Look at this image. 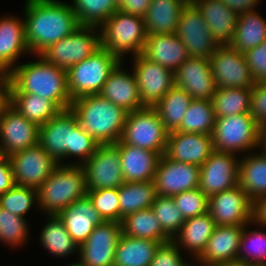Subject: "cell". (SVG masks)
I'll use <instances>...</instances> for the list:
<instances>
[{"instance_id":"277c9868","label":"cell","mask_w":266,"mask_h":266,"mask_svg":"<svg viewBox=\"0 0 266 266\" xmlns=\"http://www.w3.org/2000/svg\"><path fill=\"white\" fill-rule=\"evenodd\" d=\"M70 109L79 126L98 144H115L121 140L128 112L100 94L72 100Z\"/></svg>"},{"instance_id":"5bb4252c","label":"cell","mask_w":266,"mask_h":266,"mask_svg":"<svg viewBox=\"0 0 266 266\" xmlns=\"http://www.w3.org/2000/svg\"><path fill=\"white\" fill-rule=\"evenodd\" d=\"M175 34L184 43L189 57L209 59L219 46L201 12L192 2L183 8Z\"/></svg>"},{"instance_id":"cb8c5ba5","label":"cell","mask_w":266,"mask_h":266,"mask_svg":"<svg viewBox=\"0 0 266 266\" xmlns=\"http://www.w3.org/2000/svg\"><path fill=\"white\" fill-rule=\"evenodd\" d=\"M31 53L26 41L25 21L15 16L0 18V75H7L21 55Z\"/></svg>"},{"instance_id":"ab89813d","label":"cell","mask_w":266,"mask_h":266,"mask_svg":"<svg viewBox=\"0 0 266 266\" xmlns=\"http://www.w3.org/2000/svg\"><path fill=\"white\" fill-rule=\"evenodd\" d=\"M212 103L216 118L250 113L251 88H216Z\"/></svg>"},{"instance_id":"d590c367","label":"cell","mask_w":266,"mask_h":266,"mask_svg":"<svg viewBox=\"0 0 266 266\" xmlns=\"http://www.w3.org/2000/svg\"><path fill=\"white\" fill-rule=\"evenodd\" d=\"M8 99L15 110L39 126L61 111L53 101L31 93H8Z\"/></svg>"},{"instance_id":"7402d4cb","label":"cell","mask_w":266,"mask_h":266,"mask_svg":"<svg viewBox=\"0 0 266 266\" xmlns=\"http://www.w3.org/2000/svg\"><path fill=\"white\" fill-rule=\"evenodd\" d=\"M174 86L184 89L192 99L212 100L217 87L210 60L189 57L174 72Z\"/></svg>"},{"instance_id":"f907efd6","label":"cell","mask_w":266,"mask_h":266,"mask_svg":"<svg viewBox=\"0 0 266 266\" xmlns=\"http://www.w3.org/2000/svg\"><path fill=\"white\" fill-rule=\"evenodd\" d=\"M244 55L255 82H266V40Z\"/></svg>"},{"instance_id":"f1b7e54d","label":"cell","mask_w":266,"mask_h":266,"mask_svg":"<svg viewBox=\"0 0 266 266\" xmlns=\"http://www.w3.org/2000/svg\"><path fill=\"white\" fill-rule=\"evenodd\" d=\"M142 55L173 72L189 58L184 43L176 34L147 35Z\"/></svg>"},{"instance_id":"7c38bea8","label":"cell","mask_w":266,"mask_h":266,"mask_svg":"<svg viewBox=\"0 0 266 266\" xmlns=\"http://www.w3.org/2000/svg\"><path fill=\"white\" fill-rule=\"evenodd\" d=\"M209 60L217 88H251L256 83L244 53L229 45H219Z\"/></svg>"},{"instance_id":"ba28073f","label":"cell","mask_w":266,"mask_h":266,"mask_svg":"<svg viewBox=\"0 0 266 266\" xmlns=\"http://www.w3.org/2000/svg\"><path fill=\"white\" fill-rule=\"evenodd\" d=\"M260 126L250 113L216 118L211 138L215 151L240 154L259 147Z\"/></svg>"},{"instance_id":"8992f818","label":"cell","mask_w":266,"mask_h":266,"mask_svg":"<svg viewBox=\"0 0 266 266\" xmlns=\"http://www.w3.org/2000/svg\"><path fill=\"white\" fill-rule=\"evenodd\" d=\"M99 28L100 47L121 61L127 53L133 57L142 54L147 39L143 17L117 10Z\"/></svg>"},{"instance_id":"11a10c76","label":"cell","mask_w":266,"mask_h":266,"mask_svg":"<svg viewBox=\"0 0 266 266\" xmlns=\"http://www.w3.org/2000/svg\"><path fill=\"white\" fill-rule=\"evenodd\" d=\"M15 185L10 160L6 157L0 163V196Z\"/></svg>"},{"instance_id":"680465c9","label":"cell","mask_w":266,"mask_h":266,"mask_svg":"<svg viewBox=\"0 0 266 266\" xmlns=\"http://www.w3.org/2000/svg\"><path fill=\"white\" fill-rule=\"evenodd\" d=\"M259 147L262 153L266 155V123L260 126Z\"/></svg>"},{"instance_id":"7bdbcfd3","label":"cell","mask_w":266,"mask_h":266,"mask_svg":"<svg viewBox=\"0 0 266 266\" xmlns=\"http://www.w3.org/2000/svg\"><path fill=\"white\" fill-rule=\"evenodd\" d=\"M246 227L248 224L244 225L240 239L237 265L266 266V232L256 228L251 231Z\"/></svg>"},{"instance_id":"816d5d0a","label":"cell","mask_w":266,"mask_h":266,"mask_svg":"<svg viewBox=\"0 0 266 266\" xmlns=\"http://www.w3.org/2000/svg\"><path fill=\"white\" fill-rule=\"evenodd\" d=\"M250 114L259 126L266 123V82L251 87Z\"/></svg>"},{"instance_id":"94428289","label":"cell","mask_w":266,"mask_h":266,"mask_svg":"<svg viewBox=\"0 0 266 266\" xmlns=\"http://www.w3.org/2000/svg\"><path fill=\"white\" fill-rule=\"evenodd\" d=\"M6 158L5 154L3 153V150L0 148V163Z\"/></svg>"},{"instance_id":"9f6ffc18","label":"cell","mask_w":266,"mask_h":266,"mask_svg":"<svg viewBox=\"0 0 266 266\" xmlns=\"http://www.w3.org/2000/svg\"><path fill=\"white\" fill-rule=\"evenodd\" d=\"M232 11L238 15L248 11L256 10L259 1L261 0H221Z\"/></svg>"},{"instance_id":"f5cc1de1","label":"cell","mask_w":266,"mask_h":266,"mask_svg":"<svg viewBox=\"0 0 266 266\" xmlns=\"http://www.w3.org/2000/svg\"><path fill=\"white\" fill-rule=\"evenodd\" d=\"M266 227V194L252 200L251 225Z\"/></svg>"},{"instance_id":"e7e4bbea","label":"cell","mask_w":266,"mask_h":266,"mask_svg":"<svg viewBox=\"0 0 266 266\" xmlns=\"http://www.w3.org/2000/svg\"><path fill=\"white\" fill-rule=\"evenodd\" d=\"M220 266H242V265L235 264V265H220Z\"/></svg>"},{"instance_id":"74e56055","label":"cell","mask_w":266,"mask_h":266,"mask_svg":"<svg viewBox=\"0 0 266 266\" xmlns=\"http://www.w3.org/2000/svg\"><path fill=\"white\" fill-rule=\"evenodd\" d=\"M192 100V97L184 89L174 86L154 106L168 133L180 128Z\"/></svg>"},{"instance_id":"3957f363","label":"cell","mask_w":266,"mask_h":266,"mask_svg":"<svg viewBox=\"0 0 266 266\" xmlns=\"http://www.w3.org/2000/svg\"><path fill=\"white\" fill-rule=\"evenodd\" d=\"M38 144L61 165H65L62 163L64 158L74 156L80 160L72 165H83L99 146L97 141L79 126L71 109L61 110L40 126Z\"/></svg>"},{"instance_id":"484cf974","label":"cell","mask_w":266,"mask_h":266,"mask_svg":"<svg viewBox=\"0 0 266 266\" xmlns=\"http://www.w3.org/2000/svg\"><path fill=\"white\" fill-rule=\"evenodd\" d=\"M122 63L121 61L111 72L99 94L127 112L142 109L144 106L139 97L137 80L133 69L130 74L122 69Z\"/></svg>"},{"instance_id":"6da1fadb","label":"cell","mask_w":266,"mask_h":266,"mask_svg":"<svg viewBox=\"0 0 266 266\" xmlns=\"http://www.w3.org/2000/svg\"><path fill=\"white\" fill-rule=\"evenodd\" d=\"M24 13L26 41L31 55H40L80 27L68 2L26 0Z\"/></svg>"},{"instance_id":"5b68a950","label":"cell","mask_w":266,"mask_h":266,"mask_svg":"<svg viewBox=\"0 0 266 266\" xmlns=\"http://www.w3.org/2000/svg\"><path fill=\"white\" fill-rule=\"evenodd\" d=\"M85 196L86 174L82 165L59 164L37 189V206L47 215H58Z\"/></svg>"},{"instance_id":"603a6c76","label":"cell","mask_w":266,"mask_h":266,"mask_svg":"<svg viewBox=\"0 0 266 266\" xmlns=\"http://www.w3.org/2000/svg\"><path fill=\"white\" fill-rule=\"evenodd\" d=\"M213 151L211 135L174 131L168 133L164 155L174 161L201 166Z\"/></svg>"},{"instance_id":"d6a6232c","label":"cell","mask_w":266,"mask_h":266,"mask_svg":"<svg viewBox=\"0 0 266 266\" xmlns=\"http://www.w3.org/2000/svg\"><path fill=\"white\" fill-rule=\"evenodd\" d=\"M260 151L247 153L239 161L238 185L251 201L266 194V155Z\"/></svg>"},{"instance_id":"83f0119b","label":"cell","mask_w":266,"mask_h":266,"mask_svg":"<svg viewBox=\"0 0 266 266\" xmlns=\"http://www.w3.org/2000/svg\"><path fill=\"white\" fill-rule=\"evenodd\" d=\"M192 3L201 12L218 45H229L236 30L239 15L221 0H194Z\"/></svg>"},{"instance_id":"7a4b0ae2","label":"cell","mask_w":266,"mask_h":266,"mask_svg":"<svg viewBox=\"0 0 266 266\" xmlns=\"http://www.w3.org/2000/svg\"><path fill=\"white\" fill-rule=\"evenodd\" d=\"M37 61L17 64L6 76L8 93H31L53 101L61 110L70 109L67 70L37 55Z\"/></svg>"},{"instance_id":"ffe728a7","label":"cell","mask_w":266,"mask_h":266,"mask_svg":"<svg viewBox=\"0 0 266 266\" xmlns=\"http://www.w3.org/2000/svg\"><path fill=\"white\" fill-rule=\"evenodd\" d=\"M39 129L38 124L29 121L9 105L4 110L0 127V148L5 156L37 145Z\"/></svg>"},{"instance_id":"6125c7cd","label":"cell","mask_w":266,"mask_h":266,"mask_svg":"<svg viewBox=\"0 0 266 266\" xmlns=\"http://www.w3.org/2000/svg\"><path fill=\"white\" fill-rule=\"evenodd\" d=\"M68 266H84V265L78 261L75 263H70Z\"/></svg>"},{"instance_id":"bcb514c9","label":"cell","mask_w":266,"mask_h":266,"mask_svg":"<svg viewBox=\"0 0 266 266\" xmlns=\"http://www.w3.org/2000/svg\"><path fill=\"white\" fill-rule=\"evenodd\" d=\"M37 190L15 185L0 196V207L24 217L34 204L38 207Z\"/></svg>"},{"instance_id":"91938a15","label":"cell","mask_w":266,"mask_h":266,"mask_svg":"<svg viewBox=\"0 0 266 266\" xmlns=\"http://www.w3.org/2000/svg\"><path fill=\"white\" fill-rule=\"evenodd\" d=\"M10 105L8 97L0 104V127L4 110Z\"/></svg>"},{"instance_id":"b9f144b4","label":"cell","mask_w":266,"mask_h":266,"mask_svg":"<svg viewBox=\"0 0 266 266\" xmlns=\"http://www.w3.org/2000/svg\"><path fill=\"white\" fill-rule=\"evenodd\" d=\"M70 5L80 26L97 28L119 10L116 0H73Z\"/></svg>"},{"instance_id":"e0dca14e","label":"cell","mask_w":266,"mask_h":266,"mask_svg":"<svg viewBox=\"0 0 266 266\" xmlns=\"http://www.w3.org/2000/svg\"><path fill=\"white\" fill-rule=\"evenodd\" d=\"M121 234V223L104 221L97 225L86 241L79 245V262L84 266H113Z\"/></svg>"},{"instance_id":"4316f807","label":"cell","mask_w":266,"mask_h":266,"mask_svg":"<svg viewBox=\"0 0 266 266\" xmlns=\"http://www.w3.org/2000/svg\"><path fill=\"white\" fill-rule=\"evenodd\" d=\"M58 216L78 246L86 241L97 225L104 222L88 196L76 200Z\"/></svg>"},{"instance_id":"836d02e7","label":"cell","mask_w":266,"mask_h":266,"mask_svg":"<svg viewBox=\"0 0 266 266\" xmlns=\"http://www.w3.org/2000/svg\"><path fill=\"white\" fill-rule=\"evenodd\" d=\"M266 40V20L252 10L238 17L236 30L229 46L241 53L255 48Z\"/></svg>"},{"instance_id":"2e32d148","label":"cell","mask_w":266,"mask_h":266,"mask_svg":"<svg viewBox=\"0 0 266 266\" xmlns=\"http://www.w3.org/2000/svg\"><path fill=\"white\" fill-rule=\"evenodd\" d=\"M239 161L234 153L214 150L200 166L199 189L209 198L236 187L238 185Z\"/></svg>"},{"instance_id":"9c48e42d","label":"cell","mask_w":266,"mask_h":266,"mask_svg":"<svg viewBox=\"0 0 266 266\" xmlns=\"http://www.w3.org/2000/svg\"><path fill=\"white\" fill-rule=\"evenodd\" d=\"M167 138L168 132L156 109L144 107L128 112L120 141L164 155Z\"/></svg>"},{"instance_id":"ee69618b","label":"cell","mask_w":266,"mask_h":266,"mask_svg":"<svg viewBox=\"0 0 266 266\" xmlns=\"http://www.w3.org/2000/svg\"><path fill=\"white\" fill-rule=\"evenodd\" d=\"M151 208L159 220L163 231L173 239L186 220L177 209L174 199L168 196L157 195Z\"/></svg>"},{"instance_id":"8d00e7d4","label":"cell","mask_w":266,"mask_h":266,"mask_svg":"<svg viewBox=\"0 0 266 266\" xmlns=\"http://www.w3.org/2000/svg\"><path fill=\"white\" fill-rule=\"evenodd\" d=\"M122 234L155 242H168L172 239L163 231L152 208L142 209L123 218Z\"/></svg>"},{"instance_id":"e575fe53","label":"cell","mask_w":266,"mask_h":266,"mask_svg":"<svg viewBox=\"0 0 266 266\" xmlns=\"http://www.w3.org/2000/svg\"><path fill=\"white\" fill-rule=\"evenodd\" d=\"M120 223L129 214L151 208L157 192L154 181L124 182L118 188Z\"/></svg>"},{"instance_id":"8fae6325","label":"cell","mask_w":266,"mask_h":266,"mask_svg":"<svg viewBox=\"0 0 266 266\" xmlns=\"http://www.w3.org/2000/svg\"><path fill=\"white\" fill-rule=\"evenodd\" d=\"M15 184L38 189L59 163L39 144L8 156Z\"/></svg>"},{"instance_id":"d4e9b609","label":"cell","mask_w":266,"mask_h":266,"mask_svg":"<svg viewBox=\"0 0 266 266\" xmlns=\"http://www.w3.org/2000/svg\"><path fill=\"white\" fill-rule=\"evenodd\" d=\"M116 144L124 182L154 181L158 162L162 156L160 153L123 144L121 141Z\"/></svg>"},{"instance_id":"db71d44e","label":"cell","mask_w":266,"mask_h":266,"mask_svg":"<svg viewBox=\"0 0 266 266\" xmlns=\"http://www.w3.org/2000/svg\"><path fill=\"white\" fill-rule=\"evenodd\" d=\"M150 4L151 0H124L119 5V10L126 14L144 17Z\"/></svg>"},{"instance_id":"30bf717a","label":"cell","mask_w":266,"mask_h":266,"mask_svg":"<svg viewBox=\"0 0 266 266\" xmlns=\"http://www.w3.org/2000/svg\"><path fill=\"white\" fill-rule=\"evenodd\" d=\"M100 48V30L80 26L72 34L45 49L40 56L55 66L68 70Z\"/></svg>"},{"instance_id":"7dc6e473","label":"cell","mask_w":266,"mask_h":266,"mask_svg":"<svg viewBox=\"0 0 266 266\" xmlns=\"http://www.w3.org/2000/svg\"><path fill=\"white\" fill-rule=\"evenodd\" d=\"M87 196L104 221L120 223L118 188L87 190Z\"/></svg>"},{"instance_id":"be15d7a7","label":"cell","mask_w":266,"mask_h":266,"mask_svg":"<svg viewBox=\"0 0 266 266\" xmlns=\"http://www.w3.org/2000/svg\"><path fill=\"white\" fill-rule=\"evenodd\" d=\"M117 4L120 5L124 0H116Z\"/></svg>"},{"instance_id":"1f68e13d","label":"cell","mask_w":266,"mask_h":266,"mask_svg":"<svg viewBox=\"0 0 266 266\" xmlns=\"http://www.w3.org/2000/svg\"><path fill=\"white\" fill-rule=\"evenodd\" d=\"M162 243L165 242L121 234L116 246L113 266H150L157 248Z\"/></svg>"},{"instance_id":"4fadbf2b","label":"cell","mask_w":266,"mask_h":266,"mask_svg":"<svg viewBox=\"0 0 266 266\" xmlns=\"http://www.w3.org/2000/svg\"><path fill=\"white\" fill-rule=\"evenodd\" d=\"M118 145L99 144L95 153L82 165L87 190L119 188L124 183Z\"/></svg>"},{"instance_id":"4dcf8cb0","label":"cell","mask_w":266,"mask_h":266,"mask_svg":"<svg viewBox=\"0 0 266 266\" xmlns=\"http://www.w3.org/2000/svg\"><path fill=\"white\" fill-rule=\"evenodd\" d=\"M187 3V0H151L143 17L146 34H175Z\"/></svg>"},{"instance_id":"f35d334b","label":"cell","mask_w":266,"mask_h":266,"mask_svg":"<svg viewBox=\"0 0 266 266\" xmlns=\"http://www.w3.org/2000/svg\"><path fill=\"white\" fill-rule=\"evenodd\" d=\"M48 222L40 232L41 245L47 252L57 256H70L79 250V246L66 230L63 221L58 215H48Z\"/></svg>"},{"instance_id":"ac0fdd59","label":"cell","mask_w":266,"mask_h":266,"mask_svg":"<svg viewBox=\"0 0 266 266\" xmlns=\"http://www.w3.org/2000/svg\"><path fill=\"white\" fill-rule=\"evenodd\" d=\"M154 182L157 195L160 196L173 197L181 192L197 189L200 183V166L174 161L162 155Z\"/></svg>"},{"instance_id":"681fc988","label":"cell","mask_w":266,"mask_h":266,"mask_svg":"<svg viewBox=\"0 0 266 266\" xmlns=\"http://www.w3.org/2000/svg\"><path fill=\"white\" fill-rule=\"evenodd\" d=\"M181 249L171 240L157 248L150 266H193L182 258Z\"/></svg>"},{"instance_id":"c3c4849f","label":"cell","mask_w":266,"mask_h":266,"mask_svg":"<svg viewBox=\"0 0 266 266\" xmlns=\"http://www.w3.org/2000/svg\"><path fill=\"white\" fill-rule=\"evenodd\" d=\"M185 219L208 212L209 198L199 189H191L172 197Z\"/></svg>"},{"instance_id":"60d3db41","label":"cell","mask_w":266,"mask_h":266,"mask_svg":"<svg viewBox=\"0 0 266 266\" xmlns=\"http://www.w3.org/2000/svg\"><path fill=\"white\" fill-rule=\"evenodd\" d=\"M215 123L212 100L193 99L177 131L211 135Z\"/></svg>"},{"instance_id":"44dd1931","label":"cell","mask_w":266,"mask_h":266,"mask_svg":"<svg viewBox=\"0 0 266 266\" xmlns=\"http://www.w3.org/2000/svg\"><path fill=\"white\" fill-rule=\"evenodd\" d=\"M244 226L216 225L202 254L193 266H220L237 264L240 239ZM197 261V262H196Z\"/></svg>"},{"instance_id":"9a60e30c","label":"cell","mask_w":266,"mask_h":266,"mask_svg":"<svg viewBox=\"0 0 266 266\" xmlns=\"http://www.w3.org/2000/svg\"><path fill=\"white\" fill-rule=\"evenodd\" d=\"M132 58L141 103L144 107H154L174 87V72L142 54Z\"/></svg>"},{"instance_id":"6f0895ef","label":"cell","mask_w":266,"mask_h":266,"mask_svg":"<svg viewBox=\"0 0 266 266\" xmlns=\"http://www.w3.org/2000/svg\"><path fill=\"white\" fill-rule=\"evenodd\" d=\"M8 97V79L6 75H0V104Z\"/></svg>"},{"instance_id":"52a82bcc","label":"cell","mask_w":266,"mask_h":266,"mask_svg":"<svg viewBox=\"0 0 266 266\" xmlns=\"http://www.w3.org/2000/svg\"><path fill=\"white\" fill-rule=\"evenodd\" d=\"M121 60L103 47L67 70L68 92L72 100L99 94Z\"/></svg>"},{"instance_id":"d6986e66","label":"cell","mask_w":266,"mask_h":266,"mask_svg":"<svg viewBox=\"0 0 266 266\" xmlns=\"http://www.w3.org/2000/svg\"><path fill=\"white\" fill-rule=\"evenodd\" d=\"M251 208V199L239 185L209 197L208 212L216 225L251 224Z\"/></svg>"},{"instance_id":"f6af8a7d","label":"cell","mask_w":266,"mask_h":266,"mask_svg":"<svg viewBox=\"0 0 266 266\" xmlns=\"http://www.w3.org/2000/svg\"><path fill=\"white\" fill-rule=\"evenodd\" d=\"M25 217L14 215L0 207V241L13 248L25 244L29 235Z\"/></svg>"},{"instance_id":"f546056e","label":"cell","mask_w":266,"mask_h":266,"mask_svg":"<svg viewBox=\"0 0 266 266\" xmlns=\"http://www.w3.org/2000/svg\"><path fill=\"white\" fill-rule=\"evenodd\" d=\"M216 227L209 212L185 220L172 241L181 249L189 251L196 260L204 251Z\"/></svg>"}]
</instances>
